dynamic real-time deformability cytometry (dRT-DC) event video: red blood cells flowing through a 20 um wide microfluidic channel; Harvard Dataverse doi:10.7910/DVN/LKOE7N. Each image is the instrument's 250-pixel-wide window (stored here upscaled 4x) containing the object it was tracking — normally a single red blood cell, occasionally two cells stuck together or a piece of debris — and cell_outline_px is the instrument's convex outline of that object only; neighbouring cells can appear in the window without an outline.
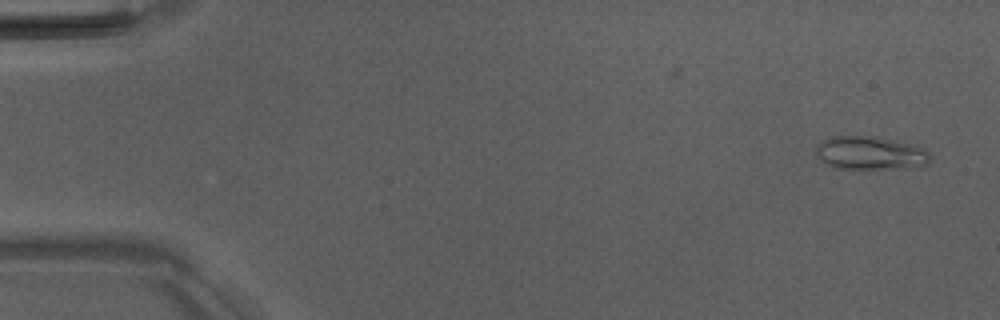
{"species": "Egyptian fruit bat (a non-hibernating species)", "species_latin": "Rousettus aegyptiacus", "temperature_condition": "room temperature", "stored_images_in_passage": 2, "camera_frame_rate_fps": 3000, "um_per_image_px": 0.085, "animal": {"sex": "male"}, "frame": {"image": 1, "passage_image": 2, "time_ms": 1.0, "image_size_px": [1000, 320], "cell_outline_px": [[932, 160], [928, 164], [904, 168], [868, 172], [832, 168], [824, 164], [816, 156], [816, 144], [832, 136], [880, 136], [916, 144], [924, 148], [932, 156]], "centroid_in_image_um": [73.99, 13.05], "position_along_channel_um": 11.0, "area_um2": 23.76}}